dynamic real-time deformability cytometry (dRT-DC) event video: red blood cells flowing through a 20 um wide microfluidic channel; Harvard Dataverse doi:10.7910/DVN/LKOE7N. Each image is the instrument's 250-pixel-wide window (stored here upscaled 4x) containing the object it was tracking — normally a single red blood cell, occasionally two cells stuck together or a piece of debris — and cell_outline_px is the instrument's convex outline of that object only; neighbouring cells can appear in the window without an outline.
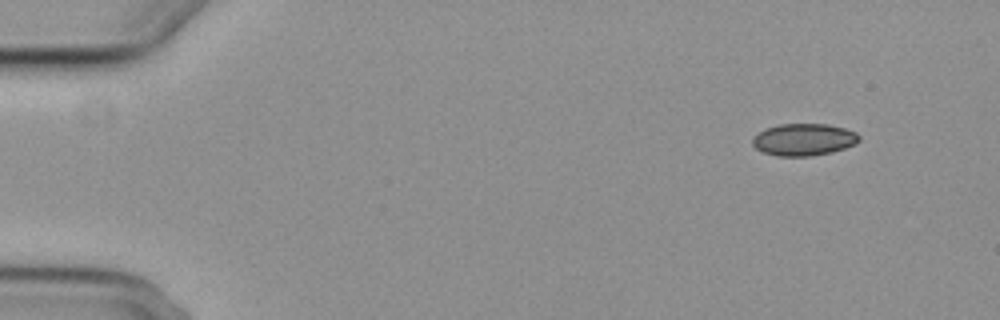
{"species": "common noctule bat (a hibernating species)", "species_latin": "Nyctalus noctula", "temperature_condition": "cold", "stored_images_in_passage": 4, "camera_frame_rate_fps": 3000, "um_per_image_px": 0.085, "animal": {"sex": "female", "body_mass_g": 29.2, "forearm_length_mm": 56.3}, "frame": {"image": 1, "passage_image": 1, "time_ms": 0.0, "image_size_px": [1000, 320], "cell_outline_px": [[860, 140], [844, 148], [832, 152], [812, 156], [776, 156], [764, 152], [756, 148], [752, 144], [752, 136], [764, 128], [780, 124], [828, 124], [844, 128], [856, 132], [860, 136]], "centroid_in_image_um": [68.28, 11.86], "position_along_channel_um": 16.7, "area_um2": 20.0}}
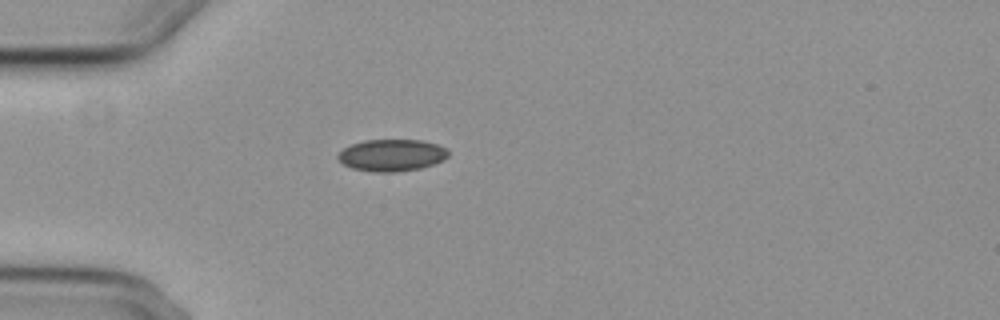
{"frame": {"image": 2, "passage_image": 4, "time_ms": 3.667, "image_size_px": [1000, 320], "cell_outline_px": [[448, 156], [444, 160], [420, 168], [396, 172], [372, 172], [352, 168], [344, 164], [336, 156], [344, 148], [352, 144], [364, 140], [420, 140], [436, 144], [448, 148]], "centroid_in_image_um": [33.31, 13.19], "position_along_channel_um": 51.7, "area_um2": 20.46}}